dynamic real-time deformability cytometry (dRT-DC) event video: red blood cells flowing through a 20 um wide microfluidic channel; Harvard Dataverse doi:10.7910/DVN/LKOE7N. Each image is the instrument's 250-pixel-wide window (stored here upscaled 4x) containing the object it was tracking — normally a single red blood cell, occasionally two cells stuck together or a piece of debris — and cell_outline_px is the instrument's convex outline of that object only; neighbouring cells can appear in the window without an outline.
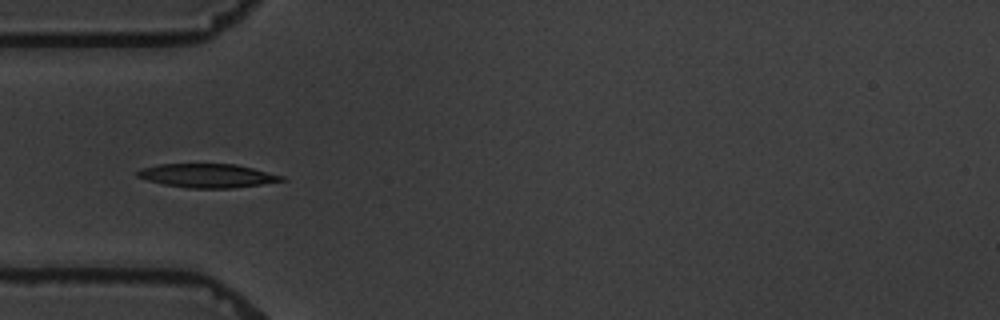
{"species": "common noctule bat (a hibernating species)", "species_latin": "Nyctalus noctula", "temperature_condition": "warm", "stored_images_in_passage": 6, "camera_frame_rate_fps": 3000, "um_per_image_px": 0.085, "animal": {"sex": "male", "body_mass_g": 19.5, "forearm_length_mm": 54.6}, "frame": {"image": 1, "passage_image": 4, "time_ms": 5.333, "image_size_px": [1000, 320], "cell_outline_px": [[288, 180], [232, 188], [188, 188], [164, 184], [148, 180], [136, 176], [136, 172], [140, 168], [160, 164], [236, 164], [284, 176]], "centroid_in_image_um": [17.62, 14.93], "position_along_channel_um": 67.4, "area_um2": 19.88}}
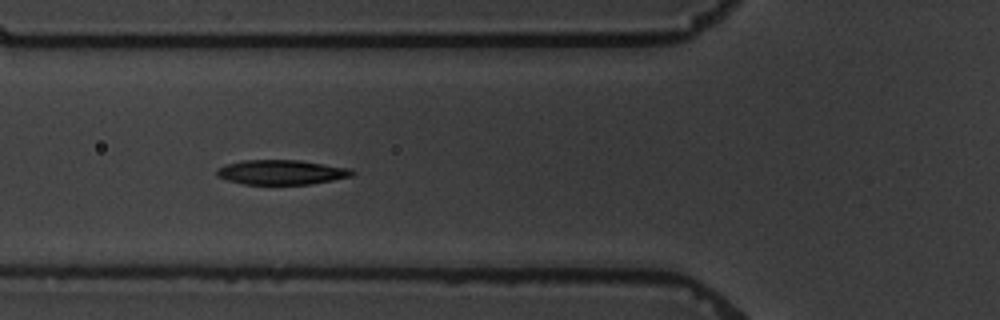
{"frame": {"image": 2, "passage_image": 5, "time_ms": 6.333, "image_size_px": [1000, 320], "cell_outline_px": [[356, 172], [352, 176], [312, 184], [244, 184], [228, 180], [216, 176], [216, 168], [224, 164], [244, 160], [296, 160], [352, 168]], "centroid_in_image_um": [23.91, 14.63], "position_along_channel_um": 101.9, "area_um2": 19.54}}
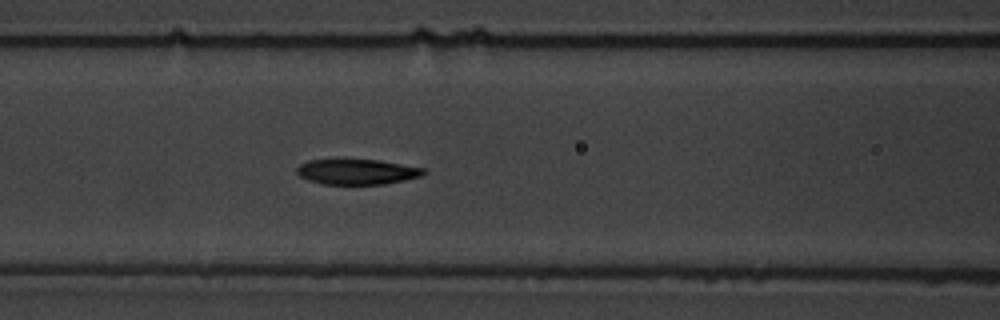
{"frame": {"image": 3, "passage_image": 6, "time_ms": 7.333, "image_size_px": [1000, 320], "cell_outline_px": [[428, 172], [420, 176], [404, 180], [384, 184], [324, 184], [308, 180], [300, 176], [296, 172], [296, 168], [300, 164], [308, 160], [380, 160], [424, 168]], "centroid_in_image_um": [30.35, 14.6], "position_along_channel_um": 136.3, "area_um2": 18.61}}